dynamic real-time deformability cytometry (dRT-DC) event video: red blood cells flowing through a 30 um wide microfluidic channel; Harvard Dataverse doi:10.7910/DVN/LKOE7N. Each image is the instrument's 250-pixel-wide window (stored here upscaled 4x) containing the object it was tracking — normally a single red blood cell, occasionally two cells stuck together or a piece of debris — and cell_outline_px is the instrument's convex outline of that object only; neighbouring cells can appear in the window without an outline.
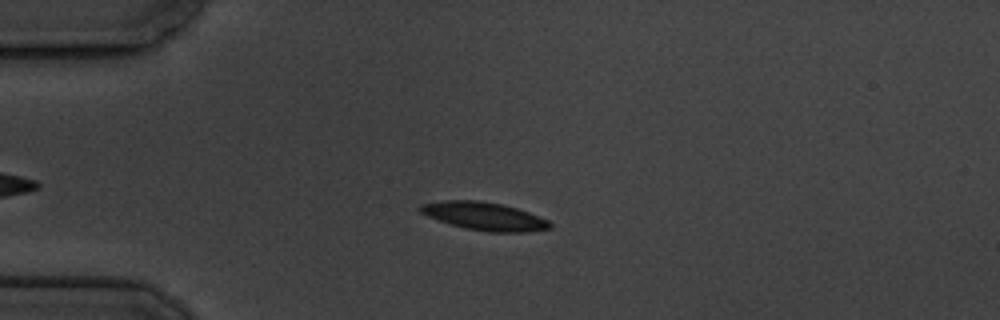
{"species": "common noctule bat (a hibernating species)", "species_latin": "Nyctalus noctula", "temperature_condition": "cold", "stored_images_in_passage": 7, "camera_frame_rate_fps": 3000, "um_per_image_px": 0.085, "animal": {"sex": "male", "body_mass_g": 19.5, "forearm_length_mm": 54.6}, "frame": {"image": 1, "passage_image": 4, "time_ms": 3.333, "image_size_px": [1000, 320], "cell_outline_px": [[552, 228], [528, 232], [488, 232], [468, 228], [452, 224], [428, 216], [420, 212], [420, 204], [444, 200], [480, 200], [500, 204], [516, 208], [528, 212], [548, 220], [552, 224]], "centroid_in_image_um": [41.2, 18.37], "position_along_channel_um": 43.8, "area_um2": 20.92}}
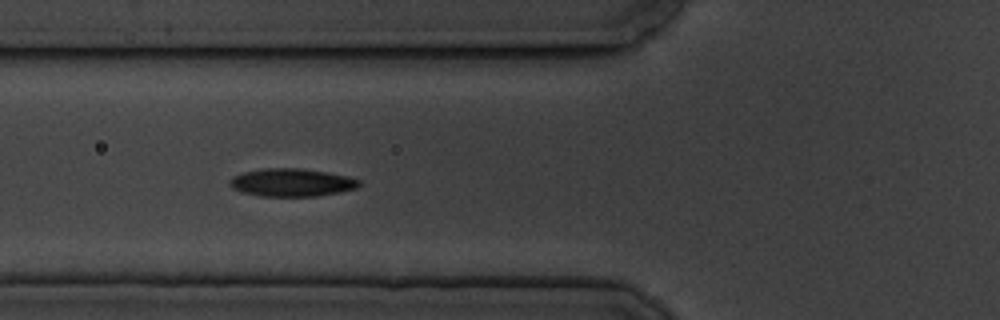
{"frame": {"image": 2, "passage_image": 6, "time_ms": 5.667, "image_size_px": [1000, 320], "cell_outline_px": [[360, 184], [356, 188], [340, 192], [316, 196], [260, 196], [244, 192], [232, 188], [228, 184], [228, 180], [232, 176], [244, 172], [264, 168], [304, 168], [328, 172], [348, 176], [360, 180]], "centroid_in_image_um": [24.78, 15.5], "position_along_channel_um": 101.0, "area_um2": 21.15}}
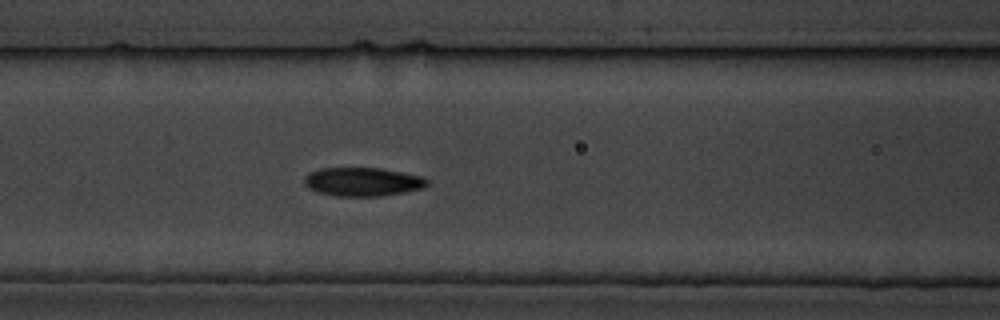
{"frame": {"image": 3, "passage_image": 7, "time_ms": 6.667, "image_size_px": [1000, 320], "cell_outline_px": [[428, 184], [424, 188], [404, 192], [380, 196], [336, 196], [316, 192], [308, 188], [304, 184], [304, 176], [308, 172], [320, 168], [380, 168], [420, 176], [428, 180]], "centroid_in_image_um": [30.77, 15.45], "position_along_channel_um": 135.8, "area_um2": 20.58}}